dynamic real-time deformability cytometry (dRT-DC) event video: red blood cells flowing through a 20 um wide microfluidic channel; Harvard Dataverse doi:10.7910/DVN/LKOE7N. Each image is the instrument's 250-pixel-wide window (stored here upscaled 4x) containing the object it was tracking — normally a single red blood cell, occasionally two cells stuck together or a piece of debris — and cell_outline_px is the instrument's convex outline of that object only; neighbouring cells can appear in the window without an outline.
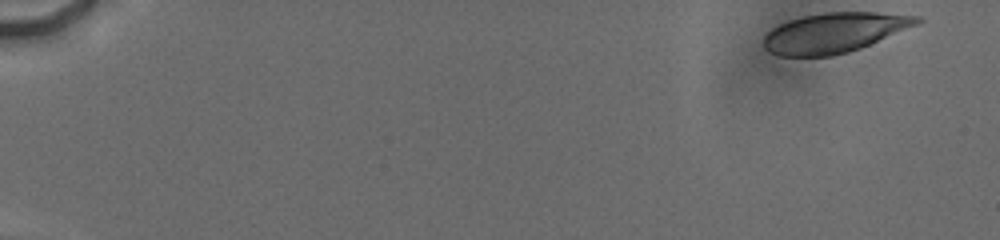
{"species": "human", "species_latin": "Homo sapiens", "temperature_condition": "cold", "stored_images_in_passage": 95, "camera_frame_rate_fps": 3000, "um_per_image_px": 0.085, "donor": {"sex": "male"}, "frame": {"image": 1, "passage_image": 1, "time_ms": 0.0, "image_size_px": [1000, 240], "cell_outline_px": [[924, 20], [920, 24], [860, 48], [848, 52], [832, 56], [780, 56], [764, 48], [764, 36], [772, 28], [788, 20], [804, 16], [828, 12], [872, 12], [920, 16]], "centroid_in_image_um": [70.95, 2.77], "position_along_channel_um": 14.0, "area_um2": 35.55}}
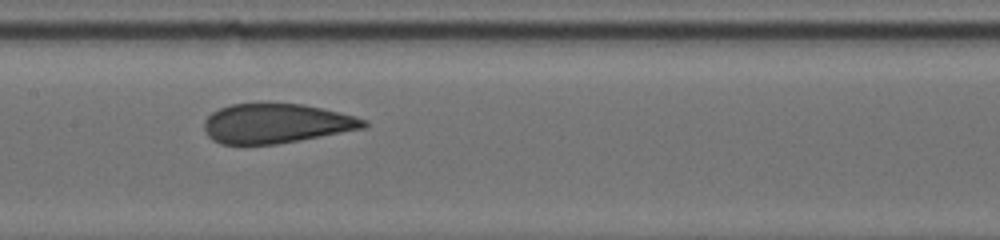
{"frame": {"image": 2, "passage_image": 44, "time_ms": 9.0, "image_size_px": [1000, 240], "cell_outline_px": [[368, 124], [364, 128], [300, 140], [276, 144], [220, 144], [212, 140], [208, 136], [204, 128], [204, 120], [212, 112], [220, 108], [232, 104], [300, 104], [320, 108], [368, 120]], "centroid_in_image_um": [23.44, 10.51], "position_along_channel_um": 184.0, "area_um2": 36.3}}
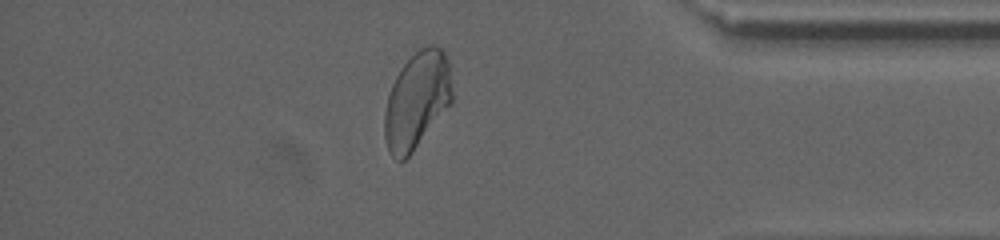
{"frame": {"image": 3, "passage_image": 82, "time_ms": 15.333, "image_size_px": [1000, 240], "cell_outline_px": [[452, 104], [412, 152], [404, 160], [396, 160], [392, 156], [388, 148], [384, 136], [384, 112], [388, 96], [392, 84], [396, 76], [404, 64], [420, 48], [432, 44], [436, 44], [444, 52], [448, 60], [452, 92]], "centroid_in_image_um": [35.44, 8.53], "position_along_channel_um": 399.8, "area_um2": 38.03}, "authors_computed_cell_mechanics": {"area_um2": 37.9746, "velocity_mm_per_s": 3.7654, "shape_relaxation_time_tau1_ms": null, "shape_relaxation_time_tau2_ms": 0.6454, "deformation_change_tau1": null, "deformation_change_tau2": 0.0674}}